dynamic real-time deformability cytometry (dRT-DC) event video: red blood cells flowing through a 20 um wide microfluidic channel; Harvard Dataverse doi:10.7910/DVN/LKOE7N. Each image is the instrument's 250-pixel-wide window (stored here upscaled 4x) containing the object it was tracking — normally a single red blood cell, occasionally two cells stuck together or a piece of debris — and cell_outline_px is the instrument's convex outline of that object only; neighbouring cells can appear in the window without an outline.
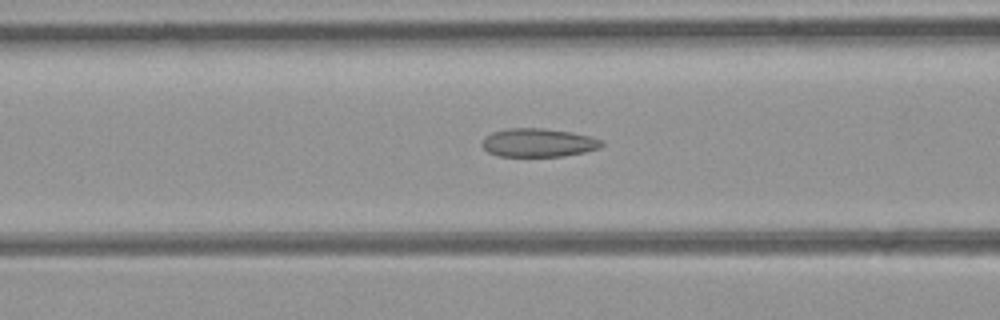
{"species": "common noctule bat (a hibernating species)", "species_latin": "Nyctalus noctula", "temperature_condition": "room temperature", "stored_images_in_passage": 25, "camera_frame_rate_fps": 3000, "um_per_image_px": 0.085, "animal": {"sex": "female", "body_mass_g": 21.9}, "frame": {"image": 1, "passage_image": 6, "time_ms": 1.667, "image_size_px": [1000, 320], "cell_outline_px": [[604, 144], [600, 148], [584, 152], [564, 156], [500, 156], [488, 152], [480, 144], [484, 136], [492, 132], [508, 128], [544, 128], [572, 132], [588, 136], [600, 140]], "centroid_in_image_um": [45.72, 12.12], "position_along_channel_um": 120.9, "area_um2": 19.88}}
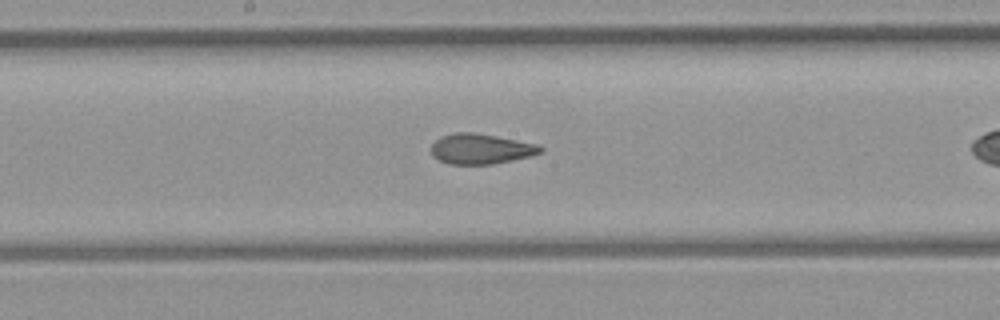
{"frame": {"image": 2, "passage_image": 12, "time_ms": 3.667, "image_size_px": [1000, 320], "cell_outline_px": [[544, 152], [532, 156], [492, 164], [448, 164], [432, 156], [432, 144], [440, 136], [456, 132], [472, 132], [496, 136], [536, 144], [544, 148]], "centroid_in_image_um": [40.88, 12.66], "position_along_channel_um": 207.3, "area_um2": 19.25}}
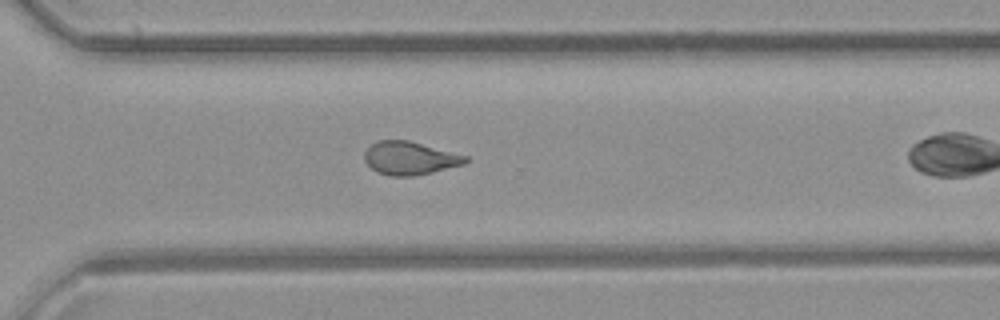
{"frame": {"image": 3, "passage_image": 21, "time_ms": 6.667, "image_size_px": [1000, 320], "cell_outline_px": [[472, 160], [464, 164], [416, 176], [392, 176], [376, 172], [364, 160], [364, 152], [372, 144], [380, 140], [408, 140], [468, 156]], "centroid_in_image_um": [34.86, 13.45], "position_along_channel_um": 335.7, "area_um2": 19.54}}